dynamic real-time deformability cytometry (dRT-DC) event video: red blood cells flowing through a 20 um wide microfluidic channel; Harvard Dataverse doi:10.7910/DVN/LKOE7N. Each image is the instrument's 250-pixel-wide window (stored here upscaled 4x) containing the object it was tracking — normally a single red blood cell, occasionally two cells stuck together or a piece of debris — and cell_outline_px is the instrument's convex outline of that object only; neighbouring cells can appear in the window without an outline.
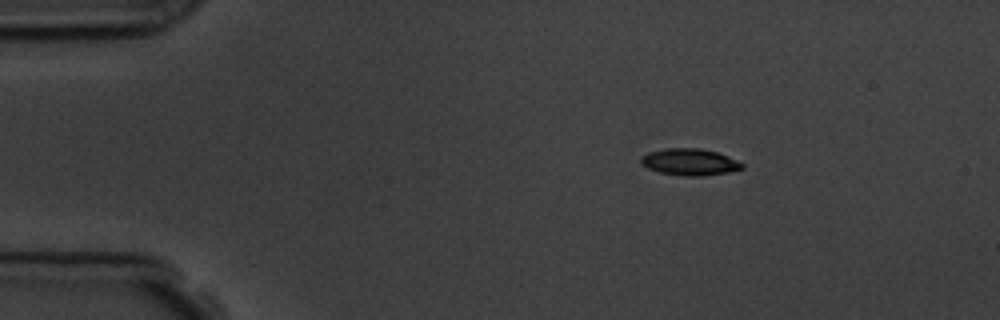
{"species": "common noctule bat (a hibernating species)", "species_latin": "Nyctalus noctula", "temperature_condition": "room temperature", "stored_images_in_passage": 5, "camera_frame_rate_fps": 3000, "um_per_image_px": 0.085, "animal": {"sex": "male", "body_mass_g": 19.5, "forearm_length_mm": 54.6}, "frame": {"image": 1, "passage_image": 2, "time_ms": 2.0, "image_size_px": [1000, 320], "cell_outline_px": [[744, 168], [728, 172], [700, 176], [688, 176], [660, 172], [648, 168], [640, 164], [640, 156], [648, 152], [664, 148], [700, 148], [716, 152], [728, 156], [744, 164]], "centroid_in_image_um": [58.6, 13.76], "position_along_channel_um": 26.4, "area_um2": 15.72}}
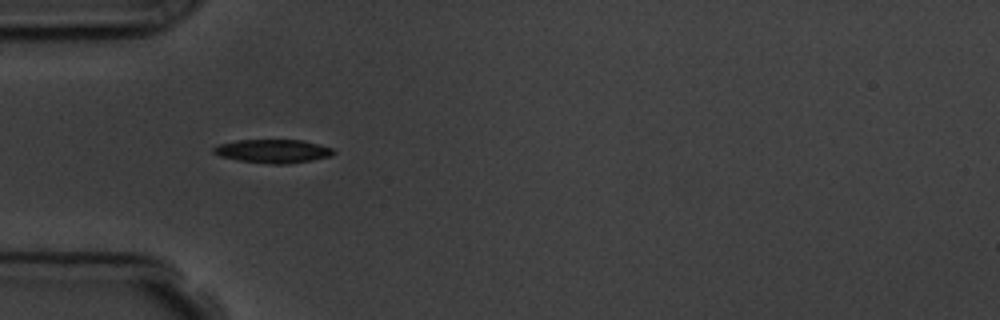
{"frame": {"image": 2, "passage_image": 4, "time_ms": 4.667, "image_size_px": [1000, 320], "cell_outline_px": [[336, 152], [332, 156], [312, 160], [288, 164], [272, 164], [236, 160], [220, 156], [212, 152], [212, 148], [220, 144], [236, 140], [304, 140], [320, 144], [332, 148]], "centroid_in_image_um": [23.22, 12.85], "position_along_channel_um": 61.8, "area_um2": 16.59}}